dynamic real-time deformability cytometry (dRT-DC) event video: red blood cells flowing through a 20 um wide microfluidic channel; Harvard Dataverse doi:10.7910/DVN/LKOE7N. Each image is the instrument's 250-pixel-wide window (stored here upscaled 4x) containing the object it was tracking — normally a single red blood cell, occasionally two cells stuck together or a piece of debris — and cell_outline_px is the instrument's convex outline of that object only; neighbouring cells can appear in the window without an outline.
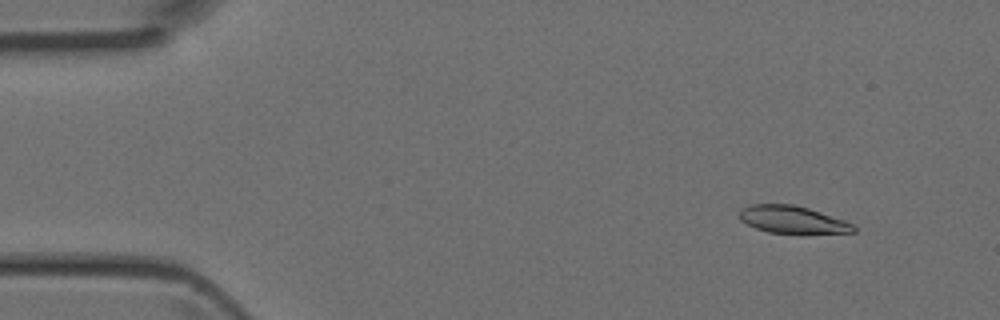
{"species": "Egyptian fruit bat (a non-hibernating species)", "species_latin": "Rousettus aegyptiacus", "temperature_condition": "room temperature", "stored_images_in_passage": 5, "camera_frame_rate_fps": 3000, "um_per_image_px": 0.085, "animal": {"sex": "female"}, "frame": {"image": 1, "passage_image": 1, "time_ms": 0.0, "image_size_px": [1000, 320], "cell_outline_px": [[856, 232], [768, 232], [756, 228], [740, 220], [740, 208], [752, 204], [792, 204], [808, 208], [844, 220], [852, 224], [856, 228]], "centroid_in_image_um": [67.31, 18.64], "position_along_channel_um": 17.7, "area_um2": 17.69}}
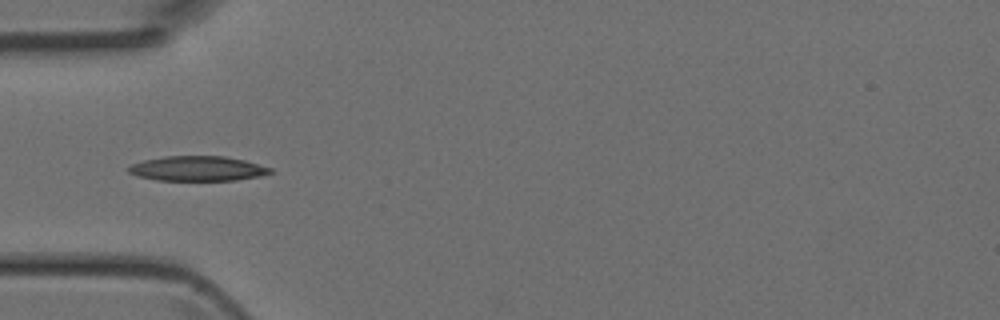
{"frame": {"image": 2, "passage_image": 4, "time_ms": 1.0, "image_size_px": [1000, 320], "cell_outline_px": [[272, 172], [260, 176], [236, 180], [156, 180], [136, 176], [128, 172], [128, 168], [132, 164], [144, 160], [164, 156], [224, 156], [244, 160], [272, 168]], "centroid_in_image_um": [16.78, 14.32], "position_along_channel_um": 68.2, "area_um2": 20.46}}
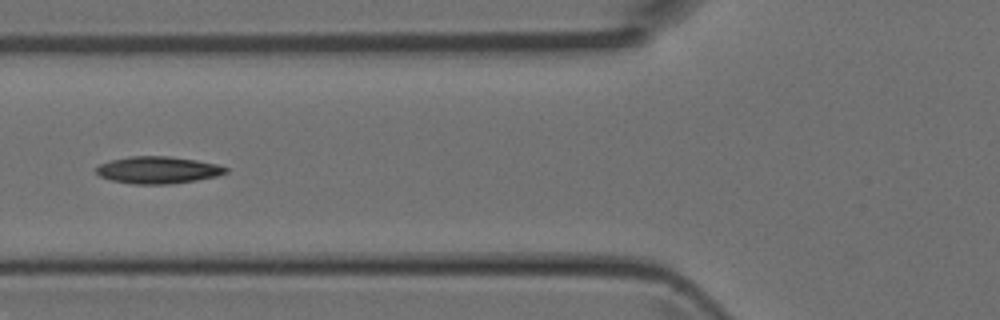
{"frame": {"image": 3, "passage_image": 5, "time_ms": 1.333, "image_size_px": [1000, 320], "cell_outline_px": [[228, 172], [216, 176], [196, 180], [168, 184], [136, 184], [112, 180], [100, 176], [96, 172], [96, 168], [100, 164], [112, 160], [128, 156], [168, 156], [196, 160], [216, 164], [228, 168]], "centroid_in_image_um": [13.43, 14.44], "position_along_channel_um": 112.4, "area_um2": 20.23}}